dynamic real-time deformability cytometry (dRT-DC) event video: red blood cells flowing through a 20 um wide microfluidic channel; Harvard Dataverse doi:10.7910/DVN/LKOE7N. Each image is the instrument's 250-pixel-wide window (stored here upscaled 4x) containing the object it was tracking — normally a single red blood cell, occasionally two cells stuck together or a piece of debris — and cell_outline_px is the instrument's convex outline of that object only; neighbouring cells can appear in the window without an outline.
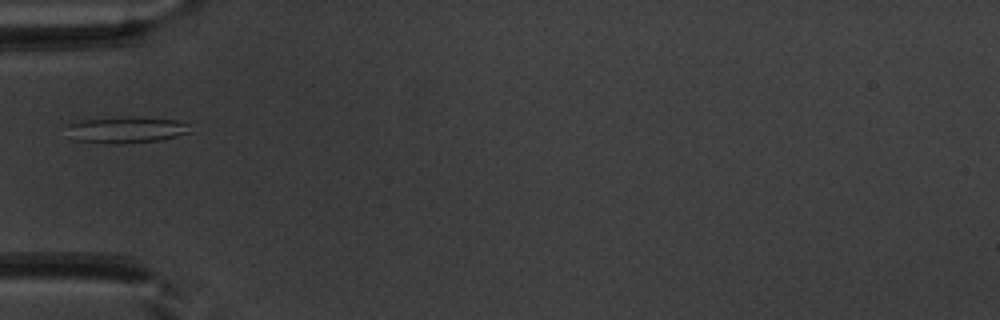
{"species": "common noctule bat (a hibernating species)", "species_latin": "Nyctalus noctula", "temperature_condition": "warm", "stored_images_in_passage": 35, "camera_frame_rate_fps": 3000, "um_per_image_px": 0.085, "animal": {"sex": "male", "body_mass_g": 20.1, "forearm_length_mm": 53.5}, "frame": {"image": 1, "passage_image": 1, "time_ms": 0.0, "image_size_px": [1000, 320], "cell_outline_px": [[188, 132], [176, 136], [160, 140], [116, 144], [104, 144], [72, 140], [68, 124], [80, 120], [176, 120], [188, 124]], "centroid_in_image_um": [10.66, 11.11], "position_along_channel_um": 74.3, "area_um2": 17.46}}
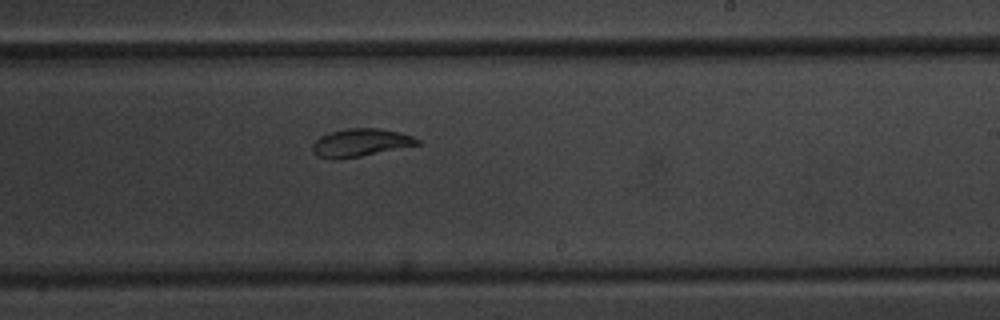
{"frame": {"image": 2, "passage_image": 15, "time_ms": 4.667, "image_size_px": [1000, 320], "cell_outline_px": [[420, 144], [340, 160], [332, 160], [316, 156], [312, 152], [312, 144], [320, 136], [328, 132], [348, 128], [380, 128], [400, 132], [412, 136], [420, 140]], "centroid_in_image_um": [30.59, 12.13], "position_along_channel_um": 258.4, "area_um2": 17.22}}
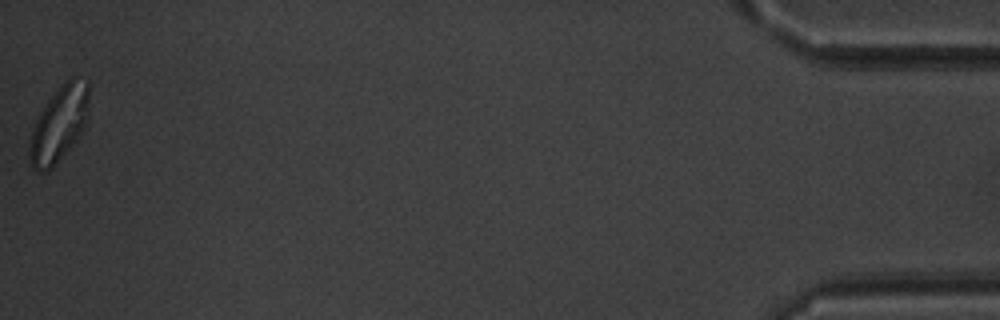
{"frame": {"image": 3, "passage_image": 35, "time_ms": 11.333, "image_size_px": [1000, 320], "cell_outline_px": [[88, 120], [80, 136], [52, 168], [48, 172], [40, 172], [32, 168], [28, 156], [28, 144], [36, 120], [40, 112], [48, 100], [60, 84], [64, 80], [72, 76], [76, 76], [88, 80]], "centroid_in_image_um": [5.03, 10.53], "position_along_channel_um": 430.2, "area_um2": 26.59}}